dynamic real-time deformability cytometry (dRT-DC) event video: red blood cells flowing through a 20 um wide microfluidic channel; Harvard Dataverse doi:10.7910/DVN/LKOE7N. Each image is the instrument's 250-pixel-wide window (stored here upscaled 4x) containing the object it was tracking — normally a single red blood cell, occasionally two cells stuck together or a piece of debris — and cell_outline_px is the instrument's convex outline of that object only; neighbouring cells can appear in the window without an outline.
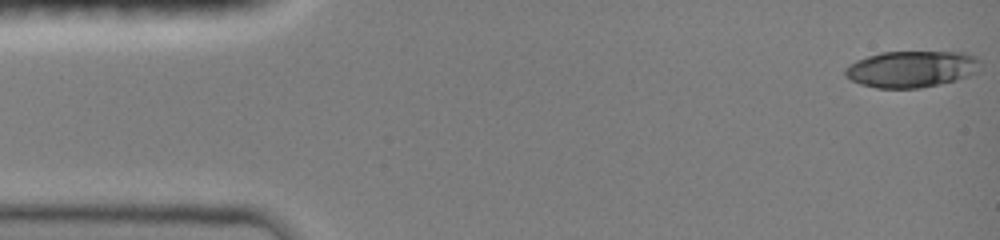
{"species": "common noctule bat (a hibernating species)", "species_latin": "Nyctalus noctula", "temperature_condition": "room temperature", "stored_images_in_passage": 47, "camera_frame_rate_fps": 3000, "um_per_image_px": 0.085, "animal": {"sex": "female", "body_mass_g": 19.0, "forearm_length_mm": 51.5}, "frame": {"image": 1, "passage_image": 1, "time_ms": 0.0, "image_size_px": [1000, 240], "cell_outline_px": [[980, 60], [976, 72], [968, 76], [956, 80], [920, 88], [876, 88], [860, 84], [844, 76], [844, 68], [848, 64], [856, 60], [880, 52], [968, 52], [976, 56]], "centroid_in_image_um": [77.45, 5.86], "position_along_channel_um": 7.6, "area_um2": 28.9}}
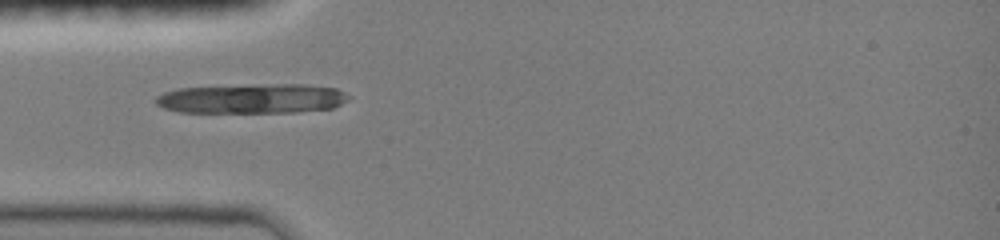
{"frame": {"image": 2, "passage_image": 14, "time_ms": 4.333, "image_size_px": [1000, 240], "cell_outline_px": [[352, 96], [348, 100], [332, 108], [296, 112], [180, 112], [164, 108], [156, 104], [156, 96], [164, 92], [180, 88], [276, 84], [304, 84], [336, 88]], "centroid_in_image_um": [21.46, 8.38], "position_along_channel_um": 63.5, "area_um2": 33.18}}